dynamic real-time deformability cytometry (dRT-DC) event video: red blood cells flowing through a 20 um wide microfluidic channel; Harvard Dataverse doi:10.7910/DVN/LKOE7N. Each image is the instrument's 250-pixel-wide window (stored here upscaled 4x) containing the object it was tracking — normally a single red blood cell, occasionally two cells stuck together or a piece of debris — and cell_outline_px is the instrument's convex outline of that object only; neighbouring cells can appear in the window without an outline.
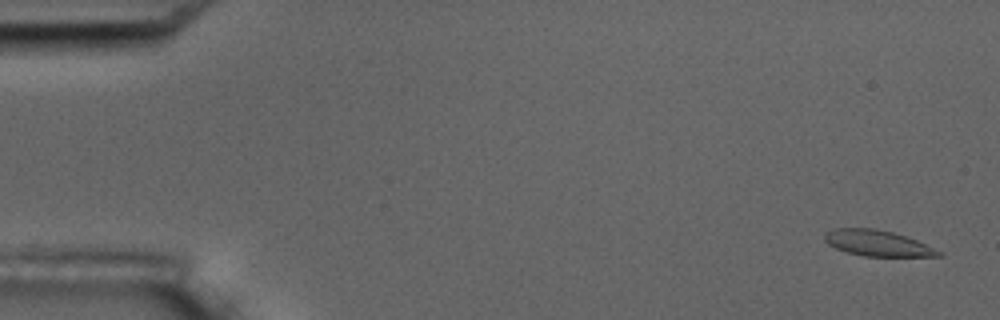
{"species": "common noctule bat (a hibernating species)", "species_latin": "Nyctalus noctula", "temperature_condition": "room temperature", "stored_images_in_passage": 7, "camera_frame_rate_fps": 3000, "um_per_image_px": 0.085, "animal": {"sex": "male", "body_mass_g": 17.5, "forearm_length_mm": 52.3}, "frame": {"image": 1, "passage_image": 1, "time_ms": 0.0, "image_size_px": [1000, 320], "cell_outline_px": [[944, 256], [864, 256], [848, 252], [836, 248], [828, 244], [824, 240], [824, 236], [828, 232], [836, 228], [876, 228], [892, 232], [916, 240], [944, 252]], "centroid_in_image_um": [74.61, 20.67], "position_along_channel_um": 10.4, "area_um2": 16.99}}